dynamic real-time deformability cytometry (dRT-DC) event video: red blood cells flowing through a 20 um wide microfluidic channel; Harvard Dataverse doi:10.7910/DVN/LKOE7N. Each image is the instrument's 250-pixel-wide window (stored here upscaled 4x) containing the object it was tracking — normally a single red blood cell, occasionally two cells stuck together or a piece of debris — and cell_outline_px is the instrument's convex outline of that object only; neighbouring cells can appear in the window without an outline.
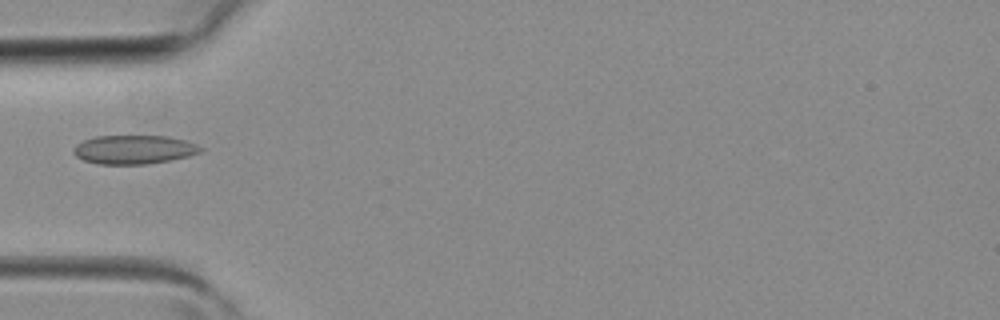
{"species": "common noctule bat (a hibernating species)", "species_latin": "Nyctalus noctula", "temperature_condition": "room temperature", "stored_images_in_passage": 2, "camera_frame_rate_fps": 3000, "um_per_image_px": 0.085, "animal": {"sex": "female", "body_mass_g": 19.3, "forearm_length_mm": 54.1}, "frame": {"image": 1, "passage_image": 2, "time_ms": 0.333, "image_size_px": [1000, 320], "cell_outline_px": [[204, 148], [200, 152], [188, 156], [148, 164], [96, 164], [84, 160], [76, 156], [72, 152], [72, 148], [76, 144], [84, 140], [96, 136], [168, 136], [184, 140], [196, 144]], "centroid_in_image_um": [11.35, 12.71], "position_along_channel_um": 73.6, "area_um2": 21.33}}